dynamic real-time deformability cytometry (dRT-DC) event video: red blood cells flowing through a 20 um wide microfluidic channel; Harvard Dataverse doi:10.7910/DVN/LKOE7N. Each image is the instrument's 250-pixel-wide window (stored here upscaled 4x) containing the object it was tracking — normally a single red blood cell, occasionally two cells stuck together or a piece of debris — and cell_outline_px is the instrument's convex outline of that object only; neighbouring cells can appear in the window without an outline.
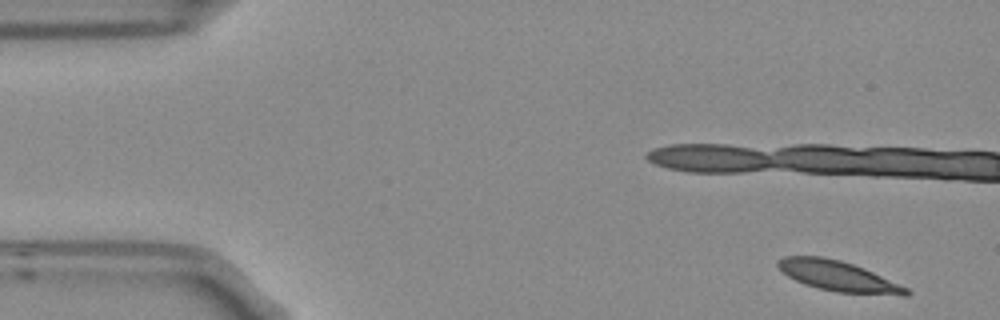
{"species": "Egyptian fruit bat (a non-hibernating species)", "species_latin": "Rousettus aegyptiacus", "temperature_condition": "room temperature", "stored_images_in_passage": 4, "camera_frame_rate_fps": 3000, "um_per_image_px": 0.085, "frame": {"image": 1, "passage_image": 1, "time_ms": 0.0, "image_size_px": [1000, 320], "cell_outline_px": [[912, 292], [908, 296], [904, 296], [836, 292], [816, 288], [804, 284], [788, 276], [776, 264], [776, 260], [784, 256], [820, 256], [840, 260], [864, 268], [908, 288]], "centroid_in_image_um": [71.27, 23.48], "position_along_channel_um": 13.7, "area_um2": 22.66}}